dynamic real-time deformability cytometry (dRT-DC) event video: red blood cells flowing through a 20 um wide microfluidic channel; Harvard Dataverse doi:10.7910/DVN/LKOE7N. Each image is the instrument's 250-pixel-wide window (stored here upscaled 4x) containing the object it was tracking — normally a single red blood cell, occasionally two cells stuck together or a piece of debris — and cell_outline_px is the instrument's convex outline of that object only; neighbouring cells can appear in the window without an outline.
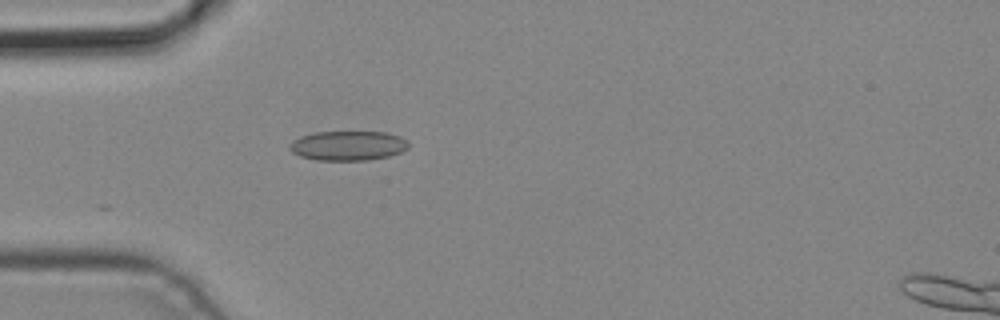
{"species": "common noctule bat (a hibernating species)", "species_latin": "Nyctalus noctula", "temperature_condition": "cold", "stored_images_in_passage": 4, "camera_frame_rate_fps": 3000, "um_per_image_px": 0.085, "animal": {"sex": "male", "body_mass_g": 19.2, "forearm_length_mm": 51.8}, "frame": {"image": 1, "passage_image": 4, "time_ms": 1.0, "image_size_px": [1000, 320], "cell_outline_px": [[408, 148], [400, 152], [388, 156], [368, 160], [316, 160], [300, 156], [292, 152], [288, 148], [288, 144], [292, 140], [300, 136], [316, 132], [384, 132], [400, 136], [408, 144]], "centroid_in_image_um": [29.52, 12.38], "position_along_channel_um": 55.5, "area_um2": 20.46}}